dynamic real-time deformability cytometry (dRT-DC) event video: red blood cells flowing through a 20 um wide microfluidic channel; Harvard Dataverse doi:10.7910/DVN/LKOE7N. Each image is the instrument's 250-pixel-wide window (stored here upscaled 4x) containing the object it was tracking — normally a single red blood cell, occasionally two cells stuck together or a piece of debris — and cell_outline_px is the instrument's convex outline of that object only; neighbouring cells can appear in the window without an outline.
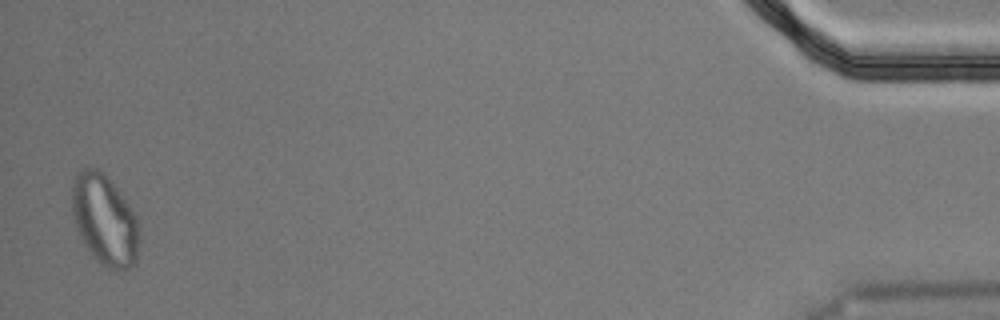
{"species": "Egyptian fruit bat (a non-hibernating species)", "species_latin": "Rousettus aegyptiacus", "temperature_condition": "cold", "stored_images_in_passage": 53, "segment_of_instrument_passage": [2, 2], "camera_frame_rate_fps": 3000, "um_per_image_px": 0.085, "animal": {"sex": "male"}, "frame": {"image": 1, "passage_image": 52, "time_ms": 17.0, "image_size_px": [1000, 320], "cell_outline_px": [[140, 240], [136, 264], [128, 268], [108, 268], [100, 264], [84, 244], [76, 224], [72, 212], [72, 184], [76, 176], [84, 168], [96, 168], [104, 172], [128, 204], [140, 228]], "centroid_in_image_um": [8.91, 18.7], "position_along_channel_um": 426.3, "area_um2": 35.08}}